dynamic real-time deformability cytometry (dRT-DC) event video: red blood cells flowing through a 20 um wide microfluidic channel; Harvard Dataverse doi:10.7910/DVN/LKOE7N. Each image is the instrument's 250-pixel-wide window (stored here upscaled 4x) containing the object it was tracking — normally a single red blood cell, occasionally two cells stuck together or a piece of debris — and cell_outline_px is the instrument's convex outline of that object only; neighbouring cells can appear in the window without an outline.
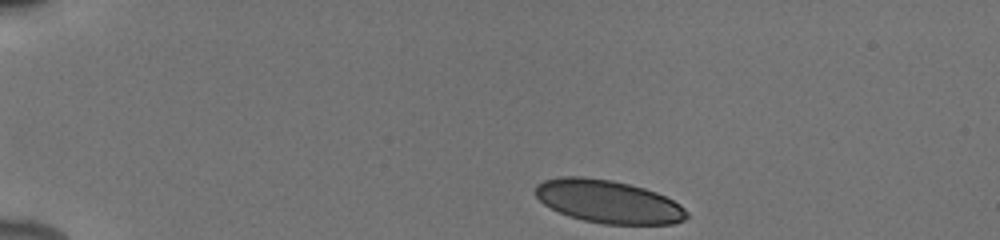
{"species": "human", "species_latin": "Homo sapiens", "temperature_condition": "cold", "stored_images_in_passage": 44, "camera_frame_rate_fps": 3000, "um_per_image_px": 0.085, "donor": {"sex": "male"}, "frame": {"image": 1, "passage_image": 1, "time_ms": 0.0, "image_size_px": [1000, 240], "cell_outline_px": [[688, 216], [684, 220], [672, 224], [604, 224], [584, 220], [568, 216], [544, 204], [536, 196], [536, 184], [544, 180], [560, 176], [580, 176], [612, 180], [644, 188], [656, 192], [680, 204], [688, 212]], "centroid_in_image_um": [51.7, 17.13], "position_along_channel_um": 33.3, "area_um2": 37.8}}
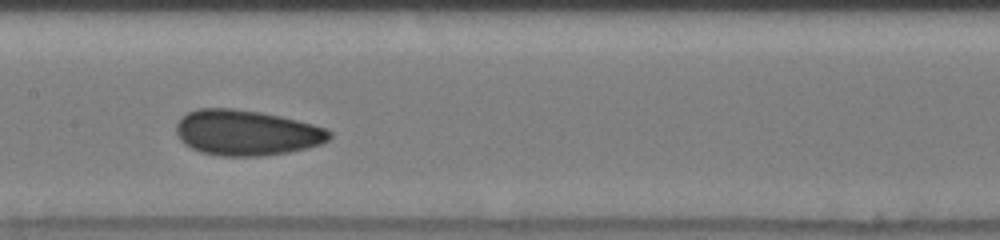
{"frame": {"image": 2, "passage_image": 19, "time_ms": 6.0, "image_size_px": [1000, 240], "cell_outline_px": [[332, 136], [328, 140], [320, 144], [288, 152], [260, 156], [220, 156], [200, 152], [184, 144], [180, 140], [176, 132], [176, 124], [188, 112], [200, 108], [232, 108], [260, 112], [280, 116], [312, 124], [324, 128], [332, 132]], "centroid_in_image_um": [20.93, 11.28], "position_along_channel_um": 186.5, "area_um2": 40.4}}
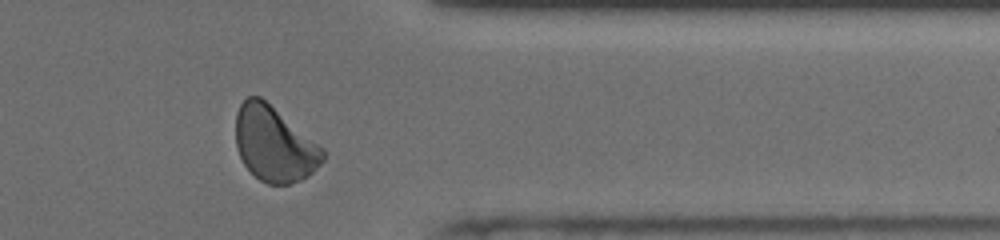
{"frame": {"image": 3, "passage_image": 35, "time_ms": 11.333, "image_size_px": [1000, 240], "cell_outline_px": [[324, 160], [308, 176], [300, 180], [288, 184], [268, 184], [260, 180], [244, 164], [236, 148], [236, 112], [240, 104], [248, 96], [260, 96], [324, 148]], "centroid_in_image_um": [23.3, 12.24], "position_along_channel_um": 388.1, "area_um2": 37.86}, "authors_computed_cell_mechanics": {"area_um2": 39.1306, "velocity_mm_per_s": 3.8957, "shape_relaxation_time_tau1_ms": 6.536, "shape_relaxation_time_tau2_ms": 1.3328, "deformation_change_tau1": 0.1142, "deformation_change_tau2": 0.0693}}